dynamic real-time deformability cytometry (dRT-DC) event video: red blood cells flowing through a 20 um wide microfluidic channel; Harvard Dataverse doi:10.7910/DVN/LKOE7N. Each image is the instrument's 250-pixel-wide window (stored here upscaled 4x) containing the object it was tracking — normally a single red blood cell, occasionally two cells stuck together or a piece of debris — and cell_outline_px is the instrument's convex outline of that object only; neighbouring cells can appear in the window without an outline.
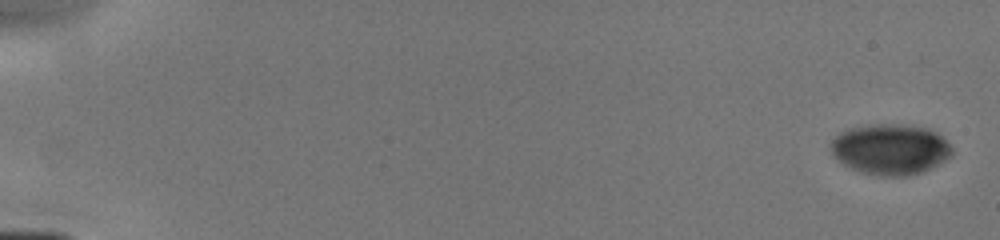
{"species": "human", "species_latin": "Homo sapiens", "temperature_condition": "cold", "stored_images_in_passage": 23, "camera_frame_rate_fps": 3000, "um_per_image_px": 0.085, "donor": {"sex": "male"}, "frame": {"image": 1, "passage_image": 1, "time_ms": 0.0, "image_size_px": [1000, 240], "cell_outline_px": [[952, 156], [924, 172], [908, 176], [876, 176], [860, 172], [836, 160], [832, 156], [828, 144], [840, 132], [848, 128], [876, 124], [892, 124], [928, 128], [936, 132], [952, 148]], "centroid_in_image_um": [75.64, 12.71], "position_along_channel_um": 9.4, "area_um2": 36.01}}
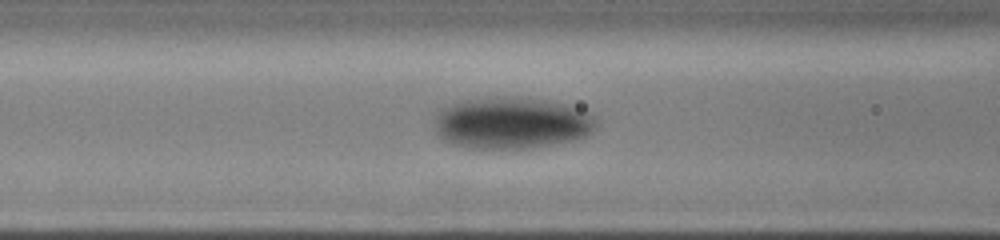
{"frame": {"image": 2, "passage_image": 14, "time_ms": 7.0, "image_size_px": [1000, 240], "cell_outline_px": [[596, 128], [588, 136], [576, 140], [532, 148], [472, 148], [452, 144], [444, 140], [436, 132], [436, 116], [440, 112], [452, 104], [464, 100], [504, 96], [508, 96], [544, 100], [564, 104], [580, 108], [596, 116]], "centroid_in_image_um": [43.57, 10.46], "position_along_channel_um": 123.0, "area_um2": 48.67}}
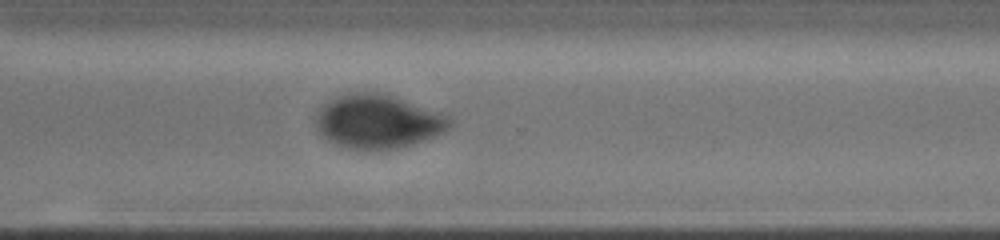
{"frame": {"image": 3, "passage_image": 23, "time_ms": 12.0, "image_size_px": [1000, 240], "cell_outline_px": [[452, 124], [448, 128], [432, 136], [412, 144], [396, 148], [364, 152], [348, 148], [336, 144], [324, 136], [320, 132], [316, 116], [336, 96], [356, 92], [376, 92], [448, 116], [452, 120]], "centroid_in_image_um": [32.1, 10.37], "position_along_channel_um": 338.5, "area_um2": 40.58}}